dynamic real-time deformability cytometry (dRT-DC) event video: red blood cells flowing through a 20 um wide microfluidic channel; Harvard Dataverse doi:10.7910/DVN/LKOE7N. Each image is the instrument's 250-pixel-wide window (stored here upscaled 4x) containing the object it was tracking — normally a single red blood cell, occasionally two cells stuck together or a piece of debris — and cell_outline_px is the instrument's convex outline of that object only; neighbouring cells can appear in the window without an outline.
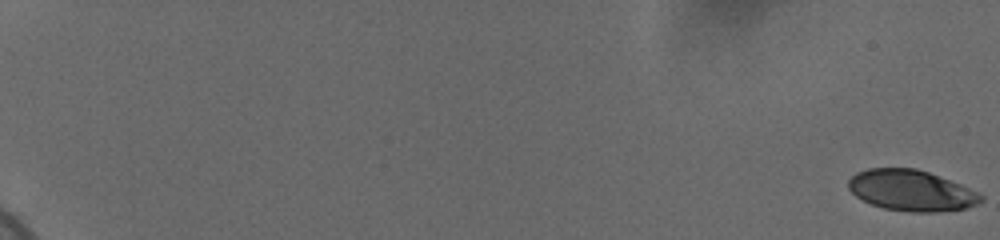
{"species": "human", "species_latin": "Homo sapiens", "temperature_condition": "cold", "stored_images_in_passage": 60, "camera_frame_rate_fps": 3000, "um_per_image_px": 0.085, "donor": {"sex": "female"}, "frame": {"image": 1, "passage_image": 1, "time_ms": 0.0, "image_size_px": [1000, 240], "cell_outline_px": [[984, 200], [980, 204], [968, 208], [936, 212], [912, 212], [884, 208], [872, 204], [856, 196], [848, 188], [848, 180], [856, 172], [868, 168], [916, 168], [928, 172], [960, 184], [980, 192], [984, 196]], "centroid_in_image_um": [77.5, 16.19], "position_along_channel_um": 7.5, "area_um2": 31.73}}
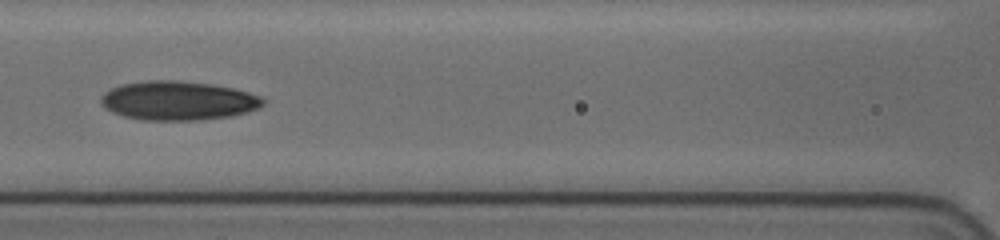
{"frame": {"image": 2, "passage_image": 32, "time_ms": 10.333, "image_size_px": [1000, 240], "cell_outline_px": [[268, 100], [260, 108], [248, 112], [232, 116], [200, 120], [140, 120], [124, 116], [112, 112], [104, 108], [100, 104], [100, 96], [104, 92], [120, 84], [148, 80], [180, 80], [212, 84], [232, 88], [264, 96]], "centroid_in_image_um": [15.16, 8.55], "position_along_channel_um": 151.4, "area_um2": 37.51}}
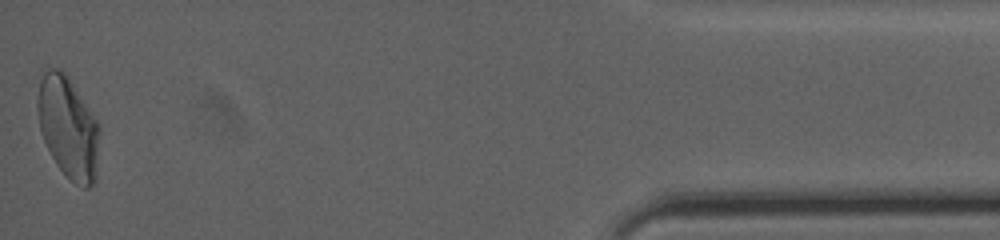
{"frame": {"image": 3, "passage_image": 60, "time_ms": 19.667, "image_size_px": [1000, 240], "cell_outline_px": [[100, 132], [96, 180], [88, 188], [84, 188], [76, 184], [56, 164], [40, 132], [36, 104], [36, 100], [40, 80], [44, 72], [48, 68], [60, 68], [68, 76], [96, 120], [100, 128]], "centroid_in_image_um": [5.79, 10.83], "position_along_channel_um": 429.4, "area_um2": 36.7}, "authors_computed_cell_mechanics": {"area_um2": 34.4777, "velocity_mm_per_s": 3.6963, "shape_relaxation_time_tau1_ms": 6.5978, "shape_relaxation_time_tau2_ms": 2.8452, "deformation_change_tau1": 0.1893, "deformation_change_tau2": 0.0951}}